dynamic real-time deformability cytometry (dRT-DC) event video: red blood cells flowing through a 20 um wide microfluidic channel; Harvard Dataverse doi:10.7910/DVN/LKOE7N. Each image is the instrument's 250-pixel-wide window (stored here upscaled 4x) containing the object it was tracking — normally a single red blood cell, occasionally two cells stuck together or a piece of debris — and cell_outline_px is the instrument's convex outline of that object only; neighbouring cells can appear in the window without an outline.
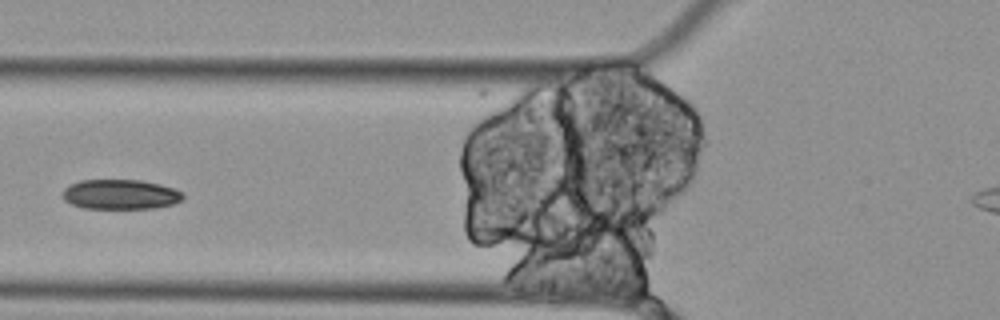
{"species": "Egyptian fruit bat (a non-hibernating species)", "species_latin": "Rousettus aegyptiacus", "temperature_condition": "cold", "stored_images_in_passage": 12, "camera_frame_rate_fps": 3000, "um_per_image_px": 0.085, "animal": {"sex": "female"}, "frame": {"image": 1, "passage_image": 4, "time_ms": 1.0, "image_size_px": [1000, 320], "cell_outline_px": [[184, 196], [180, 200], [172, 204], [152, 208], [84, 208], [72, 204], [64, 200], [64, 188], [68, 184], [80, 180], [140, 180], [160, 184], [184, 192]], "centroid_in_image_um": [10.22, 16.51], "position_along_channel_um": 115.6, "area_um2": 20.81}}
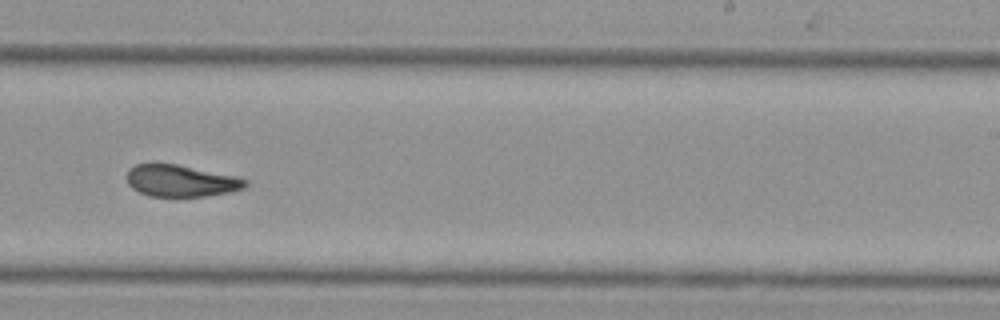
{"frame": {"image": 2, "passage_image": 8, "time_ms": 2.333, "image_size_px": [1000, 320], "cell_outline_px": [[248, 184], [244, 188], [228, 192], [204, 196], [148, 196], [132, 188], [128, 184], [128, 168], [136, 164], [176, 164], [236, 176], [248, 180]], "centroid_in_image_um": [15.38, 15.37], "position_along_channel_um": 273.6, "area_um2": 21.73}}
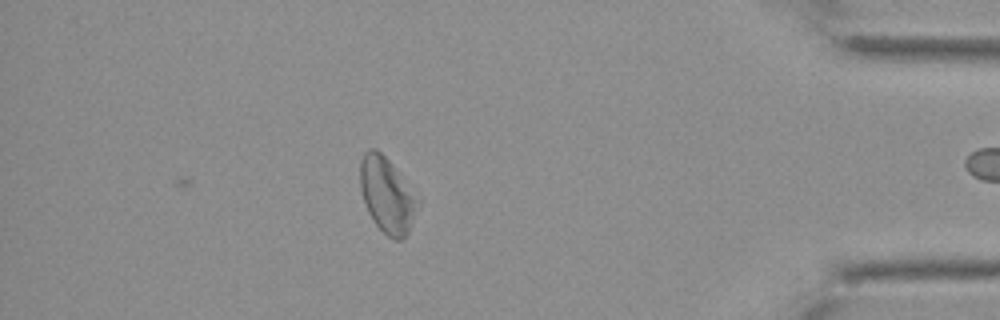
{"frame": {"image": 3, "passage_image": 12, "time_ms": 3.667, "image_size_px": [1000, 320], "cell_outline_px": [[420, 204], [408, 232], [400, 240], [392, 240], [376, 224], [368, 212], [360, 188], [360, 160], [364, 152], [368, 148], [376, 148], [392, 164], [420, 200]], "centroid_in_image_um": [32.9, 16.57], "position_along_channel_um": 402.3, "area_um2": 25.14}}